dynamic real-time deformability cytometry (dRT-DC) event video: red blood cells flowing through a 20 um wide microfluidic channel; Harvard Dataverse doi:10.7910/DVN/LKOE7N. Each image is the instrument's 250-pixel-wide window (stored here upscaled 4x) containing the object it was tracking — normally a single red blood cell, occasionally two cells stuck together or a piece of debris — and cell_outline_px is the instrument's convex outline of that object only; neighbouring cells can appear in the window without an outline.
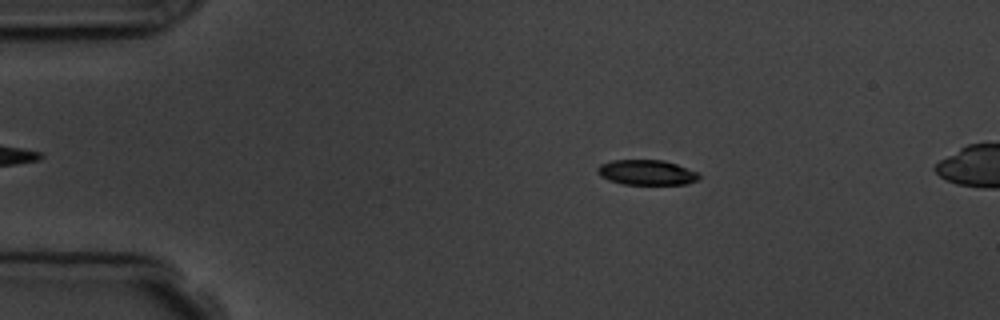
{"species": "common noctule bat (a hibernating species)", "species_latin": "Nyctalus noctula", "temperature_condition": "room temperature", "stored_images_in_passage": 5, "camera_frame_rate_fps": 3000, "um_per_image_px": 0.085, "animal": {"sex": "male", "body_mass_g": 19.5, "forearm_length_mm": 54.6}, "frame": {"image": 1, "passage_image": 3, "time_ms": 2.333, "image_size_px": [1000, 320], "cell_outline_px": [[700, 176], [696, 180], [688, 184], [624, 184], [608, 180], [600, 176], [596, 172], [596, 168], [600, 164], [612, 160], [664, 160], [676, 164], [696, 172]], "centroid_in_image_um": [54.91, 14.65], "position_along_channel_um": 30.1, "area_um2": 14.8}}